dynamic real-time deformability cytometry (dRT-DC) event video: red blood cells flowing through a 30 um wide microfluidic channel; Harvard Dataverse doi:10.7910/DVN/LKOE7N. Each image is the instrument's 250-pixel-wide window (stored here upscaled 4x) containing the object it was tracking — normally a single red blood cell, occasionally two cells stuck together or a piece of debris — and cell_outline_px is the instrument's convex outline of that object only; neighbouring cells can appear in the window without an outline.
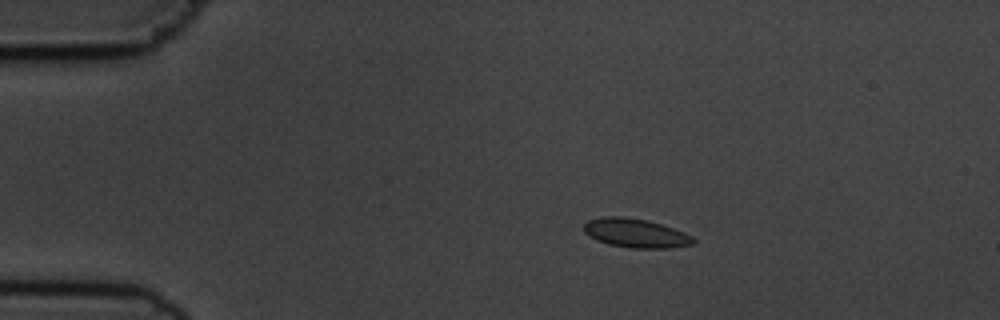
{"species": "common noctule bat (a hibernating species)", "species_latin": "Nyctalus noctula", "temperature_condition": "cold", "stored_images_in_passage": 15, "camera_frame_rate_fps": 3000, "um_per_image_px": 0.085, "animal": {"sex": "male", "body_mass_g": 19.5, "forearm_length_mm": 54.6}, "frame": {"image": 1, "passage_image": 3, "time_ms": 3.0, "image_size_px": [1000, 320], "cell_outline_px": [[696, 244], [668, 248], [632, 248], [608, 244], [596, 240], [588, 236], [584, 232], [584, 224], [588, 220], [600, 216], [624, 216], [648, 220], [684, 232], [692, 236], [696, 240]], "centroid_in_image_um": [54.02, 19.81], "position_along_channel_um": 31.0, "area_um2": 18.67}}
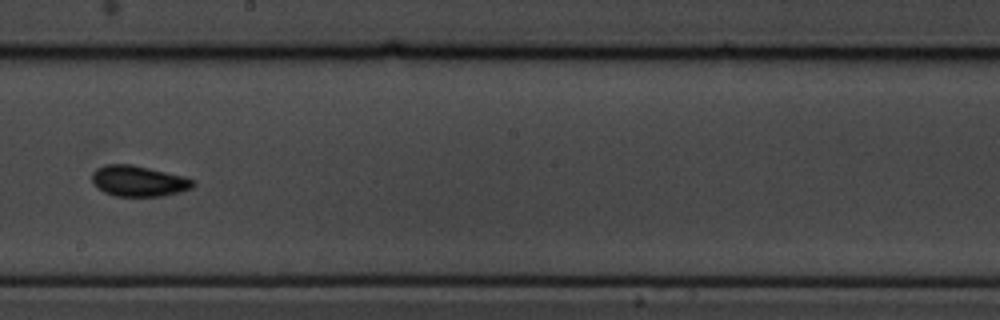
{"frame": {"image": 2, "passage_image": 9, "time_ms": 10.0, "image_size_px": [1000, 320], "cell_outline_px": [[196, 184], [192, 188], [180, 192], [164, 196], [116, 196], [104, 192], [96, 188], [92, 184], [92, 172], [96, 168], [104, 164], [132, 164], [184, 176], [196, 180]], "centroid_in_image_um": [11.77, 15.38], "position_along_channel_um": 236.4, "area_um2": 18.44}}
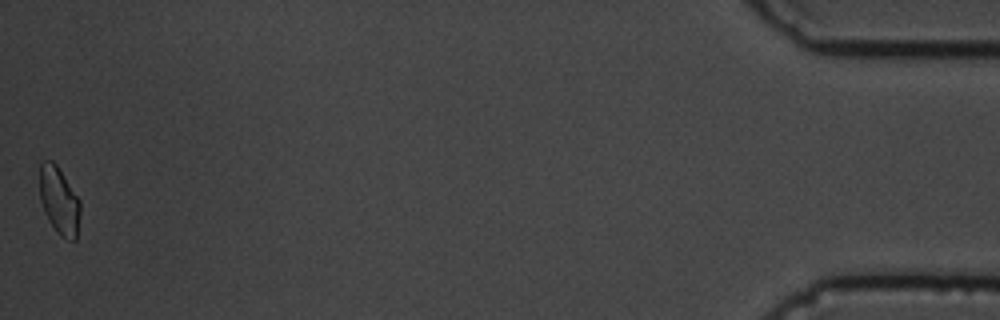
{"frame": {"image": 3, "passage_image": 15, "time_ms": 17.667, "image_size_px": [1000, 320], "cell_outline_px": [[80, 212], [76, 240], [68, 240], [60, 236], [56, 232], [48, 220], [44, 212], [40, 200], [40, 164], [44, 160], [52, 160], [56, 164], [80, 200]], "centroid_in_image_um": [5.02, 17.08], "position_along_channel_um": 430.2, "area_um2": 16.01}}